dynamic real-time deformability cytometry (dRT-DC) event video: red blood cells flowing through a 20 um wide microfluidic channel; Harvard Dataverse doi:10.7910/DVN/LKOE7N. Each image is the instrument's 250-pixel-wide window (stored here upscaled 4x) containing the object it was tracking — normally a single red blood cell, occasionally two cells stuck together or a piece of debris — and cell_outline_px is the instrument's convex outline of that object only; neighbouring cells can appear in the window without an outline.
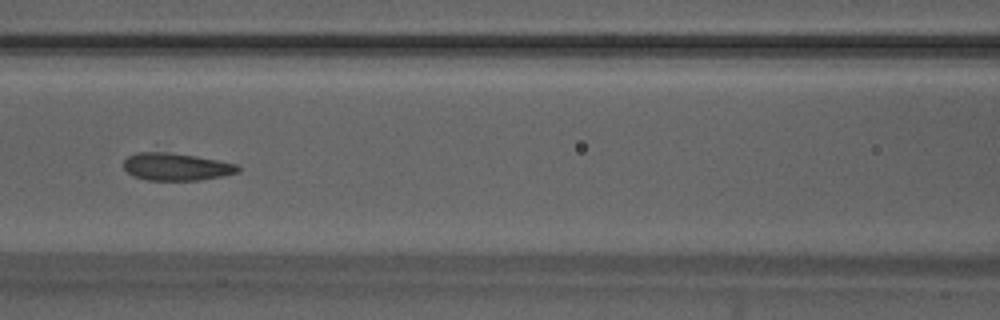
{"species": "Egyptian fruit bat (a non-hibernating species)", "species_latin": "Rousettus aegyptiacus", "temperature_condition": "warm", "stored_images_in_passage": 53, "camera_frame_rate_fps": 3000, "um_per_image_px": 0.085, "animal": {"sex": "male"}, "frame": {"image": 1, "passage_image": 24, "time_ms": 7.667, "image_size_px": [1000, 320], "cell_outline_px": [[240, 168], [236, 172], [224, 176], [200, 180], [148, 180], [132, 176], [124, 168], [124, 160], [128, 156], [136, 152], [168, 152], [196, 156], [236, 164]], "centroid_in_image_um": [14.94, 14.17], "position_along_channel_um": 151.7, "area_um2": 18.21}}
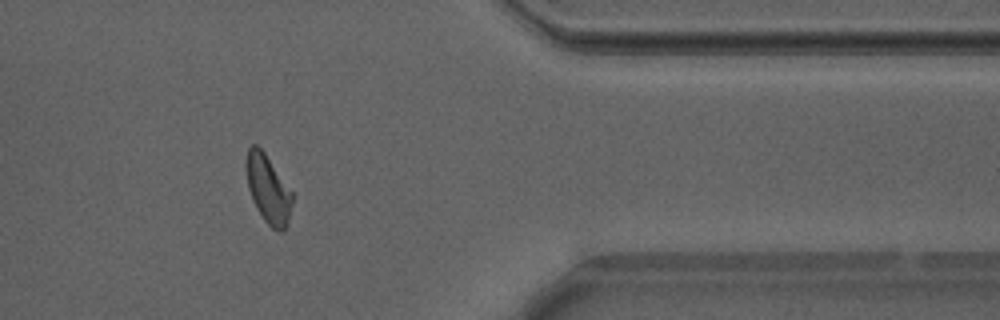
{"frame": {"image": 2, "passage_image": 44, "time_ms": 14.333, "image_size_px": [1000, 320], "cell_outline_px": [[292, 200], [288, 220], [284, 228], [280, 232], [272, 228], [264, 220], [256, 208], [252, 200], [248, 188], [244, 164], [248, 148], [252, 144], [256, 144], [264, 152], [292, 192]], "centroid_in_image_um": [22.74, 16.04], "position_along_channel_um": 388.7, "area_um2": 18.15}}
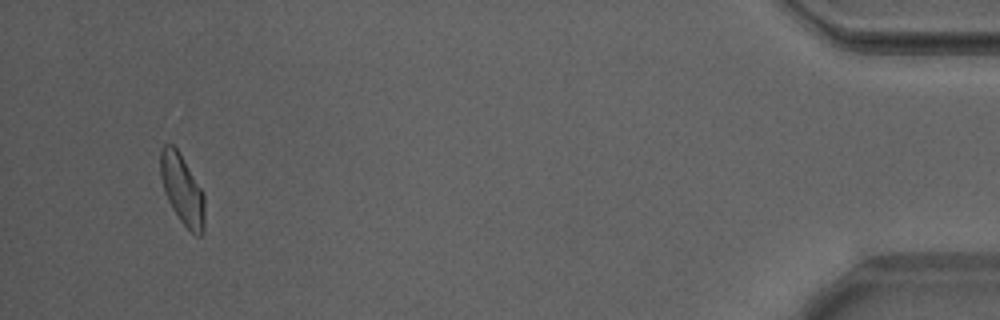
{"frame": {"image": 3, "passage_image": 51, "time_ms": 16.667, "image_size_px": [1000, 320], "cell_outline_px": [[204, 232], [200, 236], [196, 236], [180, 220], [172, 208], [164, 192], [160, 176], [160, 148], [164, 144], [172, 144], [176, 148], [204, 192]], "centroid_in_image_um": [15.48, 16.11], "position_along_channel_um": 419.7, "area_um2": 18.03}, "authors_computed_cell_mechanics": {"area_um2": 18.3804, "velocity_mm_per_s": 3.8603, "shape_relaxation_time_tau1_ms": 3.6762, "shape_relaxation_time_tau2_ms": 0.8333, "deformation_change_tau1": 0.1209, "deformation_change_tau2": 0.0608}}